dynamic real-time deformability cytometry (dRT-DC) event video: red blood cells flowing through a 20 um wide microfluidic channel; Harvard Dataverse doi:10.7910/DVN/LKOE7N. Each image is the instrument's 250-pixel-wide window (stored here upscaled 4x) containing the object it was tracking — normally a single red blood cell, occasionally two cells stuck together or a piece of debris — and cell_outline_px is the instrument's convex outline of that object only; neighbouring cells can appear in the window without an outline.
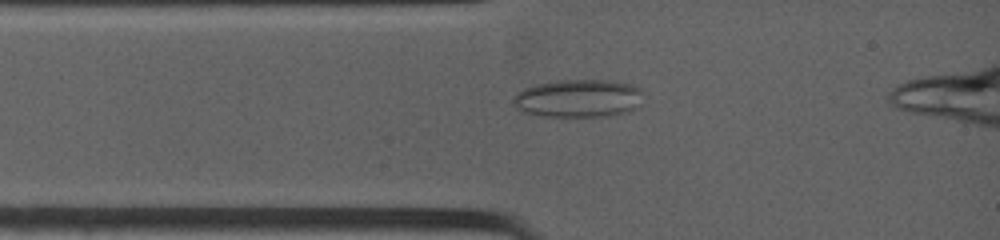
{"species": "common noctule bat (a hibernating species)", "species_latin": "Nyctalus noctula", "temperature_condition": "warm", "stored_images_in_passage": 26, "camera_frame_rate_fps": 4500, "um_per_image_px": 0.085, "animal": {"sex": "female", "body_mass_g": 19.0, "forearm_length_mm": 53.3}, "frame": {"image": 1, "passage_image": 8, "time_ms": 1.556, "image_size_px": [1000, 240], "cell_outline_px": [[640, 104], [628, 112], [596, 116], [544, 116], [524, 112], [516, 108], [512, 104], [512, 100], [516, 92], [524, 88], [536, 84], [556, 80], [608, 80], [632, 84], [640, 88]], "centroid_in_image_um": [49.1, 8.34], "position_along_channel_um": 35.9, "area_um2": 28.67}}
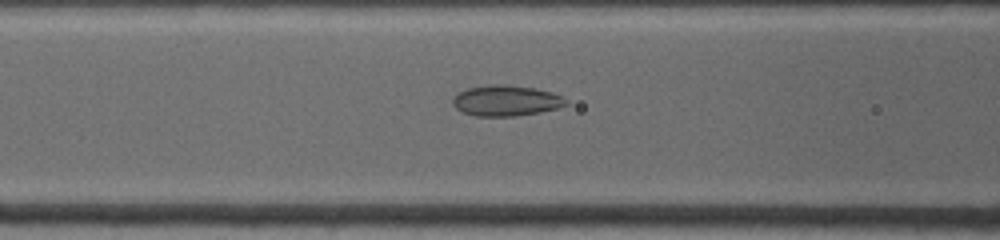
{"frame": {"image": 2, "passage_image": 19, "time_ms": 3.778, "image_size_px": [1000, 240], "cell_outline_px": [[568, 104], [556, 108], [540, 112], [516, 116], [476, 116], [460, 112], [452, 104], [452, 100], [460, 92], [468, 88], [492, 84], [508, 84], [536, 88], [552, 92], [564, 96], [568, 100]], "centroid_in_image_um": [43.04, 8.55], "position_along_channel_um": 123.6, "area_um2": 20.46}}
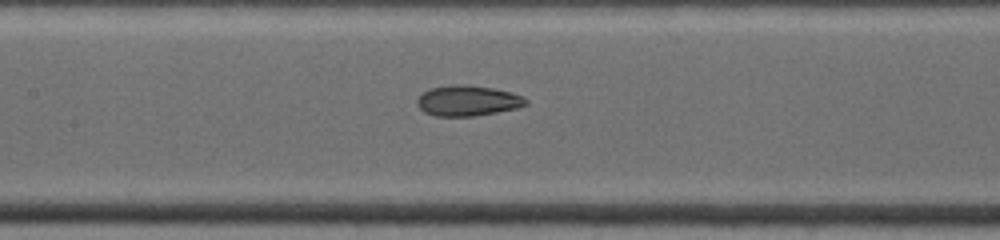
{"frame": {"image": 3, "passage_image": 25, "time_ms": 4.889, "image_size_px": [1000, 240], "cell_outline_px": [[528, 104], [516, 108], [496, 112], [472, 116], [436, 116], [424, 112], [416, 104], [416, 100], [428, 88], [456, 84], [468, 84], [496, 88], [512, 92], [524, 96], [528, 100]], "centroid_in_image_um": [39.77, 8.54], "position_along_channel_um": 167.6, "area_um2": 19.54}}